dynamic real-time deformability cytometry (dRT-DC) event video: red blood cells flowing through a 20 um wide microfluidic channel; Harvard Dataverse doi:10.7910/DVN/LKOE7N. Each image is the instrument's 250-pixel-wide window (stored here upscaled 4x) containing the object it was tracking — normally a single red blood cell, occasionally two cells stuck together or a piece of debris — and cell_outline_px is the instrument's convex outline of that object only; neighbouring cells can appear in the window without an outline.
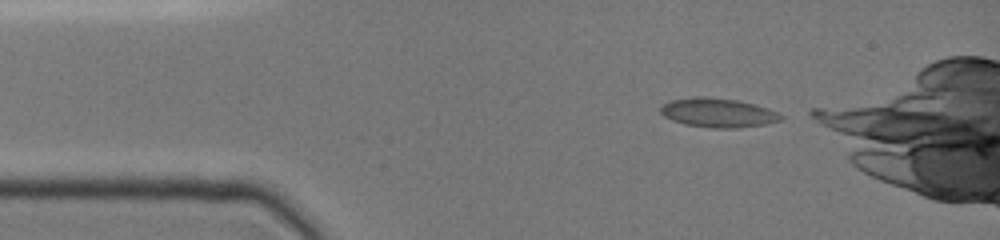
{"species": "common noctule bat (a hibernating species)", "species_latin": "Nyctalus noctula", "temperature_condition": "cold", "stored_images_in_passage": 4, "camera_frame_rate_fps": 3000, "um_per_image_px": 0.085, "animal": {"sex": "female", "body_mass_g": 19.0, "forearm_length_mm": 51.5}, "frame": {"image": 1, "passage_image": 1, "time_ms": 0.0, "image_size_px": [1000, 240], "cell_outline_px": [[784, 120], [764, 124], [740, 128], [708, 128], [684, 124], [672, 120], [664, 116], [660, 112], [660, 108], [664, 104], [672, 100], [696, 96], [708, 96], [736, 100], [768, 108], [784, 116]], "centroid_in_image_um": [61.03, 9.59], "position_along_channel_um": 24.0, "area_um2": 20.52}}